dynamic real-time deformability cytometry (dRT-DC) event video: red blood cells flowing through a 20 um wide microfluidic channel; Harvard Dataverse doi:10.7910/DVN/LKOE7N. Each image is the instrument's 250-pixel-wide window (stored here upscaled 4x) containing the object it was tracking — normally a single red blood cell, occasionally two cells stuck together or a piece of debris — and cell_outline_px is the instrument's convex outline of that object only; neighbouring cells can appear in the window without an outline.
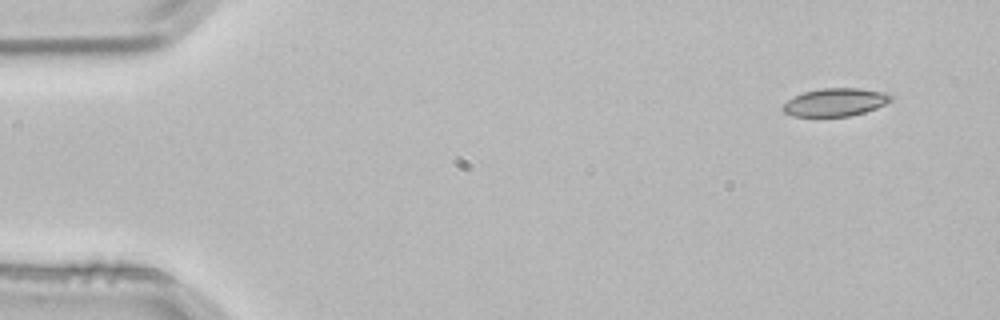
{"species": "common noctule bat (a hibernating species)", "species_latin": "Nyctalus noctula", "temperature_condition": "room temperature", "stored_images_in_passage": 2, "camera_frame_rate_fps": 3000, "um_per_image_px": 0.085, "animal": {"sex": "male", "body_mass_g": 21.5, "forearm_length_mm": 52.0}, "frame": {"image": 1, "passage_image": 1, "time_ms": 0.0, "image_size_px": [1000, 320], "cell_outline_px": [[892, 100], [876, 108], [864, 112], [848, 116], [792, 116], [784, 112], [780, 108], [792, 96], [804, 92], [820, 88], [860, 88], [888, 92], [892, 96]], "centroid_in_image_um": [70.99, 8.67], "position_along_channel_um": 14.0, "area_um2": 17.69}}